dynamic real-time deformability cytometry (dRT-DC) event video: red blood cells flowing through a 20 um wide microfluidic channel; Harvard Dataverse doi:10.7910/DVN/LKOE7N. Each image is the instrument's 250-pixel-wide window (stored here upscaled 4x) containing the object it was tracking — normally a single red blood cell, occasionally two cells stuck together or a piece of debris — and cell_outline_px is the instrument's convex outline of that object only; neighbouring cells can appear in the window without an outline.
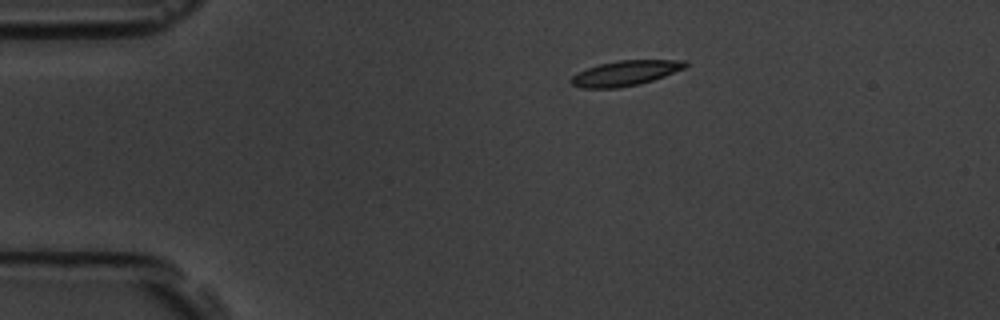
{"species": "common noctule bat (a hibernating species)", "species_latin": "Nyctalus noctula", "temperature_condition": "room temperature", "stored_images_in_passage": 4, "camera_frame_rate_fps": 3000, "um_per_image_px": 0.085, "animal": {"sex": "male", "body_mass_g": 19.5, "forearm_length_mm": 54.6}, "frame": {"image": 1, "passage_image": 1, "time_ms": 0.0, "image_size_px": [1000, 320], "cell_outline_px": [[688, 64], [684, 68], [664, 76], [640, 84], [616, 88], [580, 88], [572, 84], [568, 80], [572, 76], [588, 68], [600, 64], [620, 60], [688, 60]], "centroid_in_image_um": [53.15, 6.22], "position_along_channel_um": 31.8, "area_um2": 16.59}}
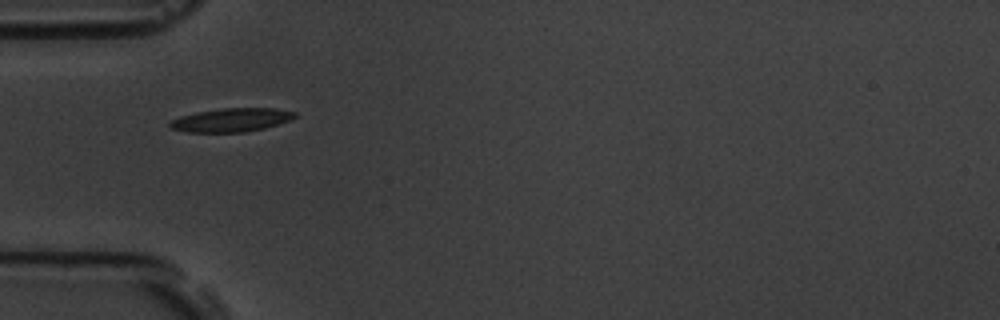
{"frame": {"image": 2, "passage_image": 3, "time_ms": 0.667, "image_size_px": [1000, 320], "cell_outline_px": [[296, 116], [288, 120], [264, 128], [244, 132], [188, 132], [168, 128], [168, 124], [172, 120], [180, 116], [196, 112], [220, 108], [276, 108], [296, 112]], "centroid_in_image_um": [19.61, 10.19], "position_along_channel_um": 65.4, "area_um2": 17.11}}
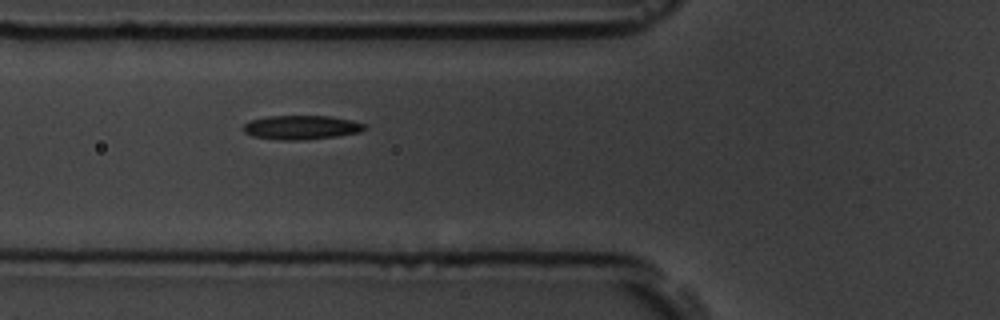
{"frame": {"image": 3, "passage_image": 4, "time_ms": 1.0, "image_size_px": [1000, 320], "cell_outline_px": [[368, 128], [360, 132], [336, 136], [304, 140], [280, 140], [252, 136], [244, 132], [240, 128], [244, 124], [252, 120], [268, 116], [328, 116], [352, 120], [364, 124]], "centroid_in_image_um": [25.6, 10.83], "position_along_channel_um": 100.2, "area_um2": 17.05}}